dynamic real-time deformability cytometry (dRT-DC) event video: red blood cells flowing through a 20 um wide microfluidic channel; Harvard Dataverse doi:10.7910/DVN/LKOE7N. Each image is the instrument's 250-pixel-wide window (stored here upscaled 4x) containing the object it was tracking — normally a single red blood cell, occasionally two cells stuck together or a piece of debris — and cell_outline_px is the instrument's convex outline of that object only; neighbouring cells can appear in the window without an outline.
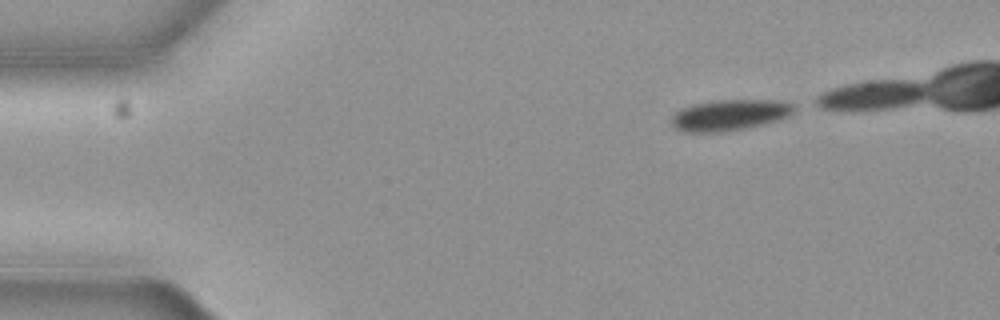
{"species": "common noctule bat (a hibernating species)", "species_latin": "Nyctalus noctula", "temperature_condition": "cold", "stored_images_in_passage": 10, "camera_frame_rate_fps": 3000, "um_per_image_px": 0.085, "animal": {"sex": "female", "body_mass_g": 19.3, "forearm_length_mm": 54.1}, "frame": {"image": 1, "passage_image": 1, "time_ms": 0.0, "image_size_px": [1000, 320], "cell_outline_px": [[796, 108], [788, 116], [780, 120], [764, 124], [724, 132], [684, 132], [676, 128], [672, 124], [672, 116], [676, 112], [684, 108], [696, 104], [720, 100], [772, 100], [796, 104]], "centroid_in_image_um": [62.06, 9.79], "position_along_channel_um": 22.9, "area_um2": 21.91}}
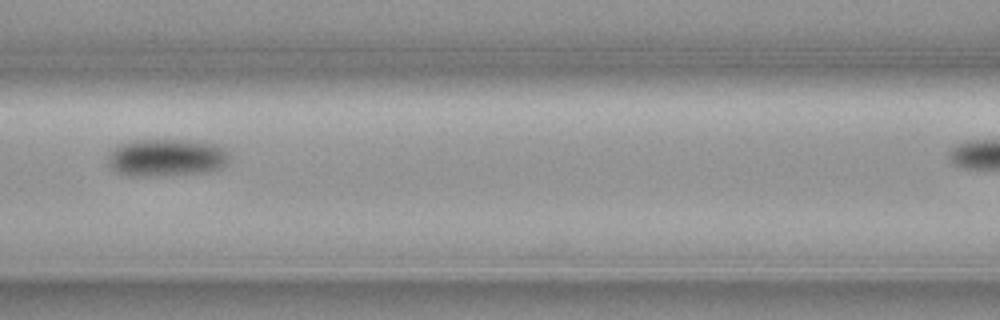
{"frame": {"image": 2, "passage_image": 5, "time_ms": 1.333, "image_size_px": [1000, 320], "cell_outline_px": [[228, 164], [220, 168], [204, 172], [148, 176], [128, 176], [116, 172], [108, 164], [108, 152], [120, 144], [132, 140], [188, 140], [216, 144], [224, 148], [228, 152]], "centroid_in_image_um": [14.13, 13.39], "position_along_channel_um": 152.5, "area_um2": 26.59}}
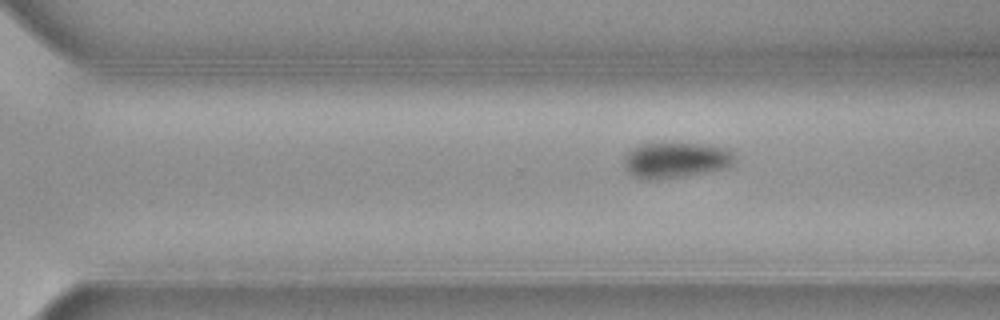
{"frame": {"image": 3, "passage_image": 10, "time_ms": 3.0, "image_size_px": [1000, 320], "cell_outline_px": [[736, 164], [724, 168], [684, 176], [648, 180], [632, 176], [624, 168], [624, 156], [632, 148], [640, 144], [708, 144], [728, 148], [736, 156]], "centroid_in_image_um": [57.46, 13.61], "position_along_channel_um": 313.1, "area_um2": 23.06}}